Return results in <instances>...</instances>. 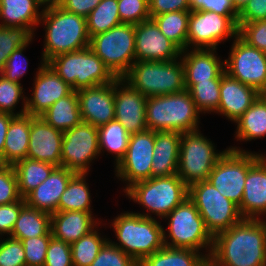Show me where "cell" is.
Masks as SVG:
<instances>
[{
	"mask_svg": "<svg viewBox=\"0 0 266 266\" xmlns=\"http://www.w3.org/2000/svg\"><path fill=\"white\" fill-rule=\"evenodd\" d=\"M210 266H266V220L243 219L213 238Z\"/></svg>",
	"mask_w": 266,
	"mask_h": 266,
	"instance_id": "1",
	"label": "cell"
},
{
	"mask_svg": "<svg viewBox=\"0 0 266 266\" xmlns=\"http://www.w3.org/2000/svg\"><path fill=\"white\" fill-rule=\"evenodd\" d=\"M45 27L42 61L90 46L86 18L59 8L43 10L39 24Z\"/></svg>",
	"mask_w": 266,
	"mask_h": 266,
	"instance_id": "2",
	"label": "cell"
},
{
	"mask_svg": "<svg viewBox=\"0 0 266 266\" xmlns=\"http://www.w3.org/2000/svg\"><path fill=\"white\" fill-rule=\"evenodd\" d=\"M157 217H144L137 212H124L111 222L118 242L109 240L140 264L148 255L164 246L163 225Z\"/></svg>",
	"mask_w": 266,
	"mask_h": 266,
	"instance_id": "3",
	"label": "cell"
},
{
	"mask_svg": "<svg viewBox=\"0 0 266 266\" xmlns=\"http://www.w3.org/2000/svg\"><path fill=\"white\" fill-rule=\"evenodd\" d=\"M147 129L155 132L198 130L200 112L188 90L174 94L148 97L146 100Z\"/></svg>",
	"mask_w": 266,
	"mask_h": 266,
	"instance_id": "4",
	"label": "cell"
},
{
	"mask_svg": "<svg viewBox=\"0 0 266 266\" xmlns=\"http://www.w3.org/2000/svg\"><path fill=\"white\" fill-rule=\"evenodd\" d=\"M126 197L145 208L144 217L164 219L174 208L188 198L189 187L177 175L152 177L130 186L125 192ZM152 213V214H150Z\"/></svg>",
	"mask_w": 266,
	"mask_h": 266,
	"instance_id": "5",
	"label": "cell"
},
{
	"mask_svg": "<svg viewBox=\"0 0 266 266\" xmlns=\"http://www.w3.org/2000/svg\"><path fill=\"white\" fill-rule=\"evenodd\" d=\"M122 79L147 98L186 90L181 58L172 61H135Z\"/></svg>",
	"mask_w": 266,
	"mask_h": 266,
	"instance_id": "6",
	"label": "cell"
},
{
	"mask_svg": "<svg viewBox=\"0 0 266 266\" xmlns=\"http://www.w3.org/2000/svg\"><path fill=\"white\" fill-rule=\"evenodd\" d=\"M168 229H163L164 246L186 248L201 252L206 250L209 259L213 248V237L194 202L188 197L166 217ZM169 238V239H168ZM171 241V242H170Z\"/></svg>",
	"mask_w": 266,
	"mask_h": 266,
	"instance_id": "7",
	"label": "cell"
},
{
	"mask_svg": "<svg viewBox=\"0 0 266 266\" xmlns=\"http://www.w3.org/2000/svg\"><path fill=\"white\" fill-rule=\"evenodd\" d=\"M47 64L74 91L106 85L116 79L90 47L57 55Z\"/></svg>",
	"mask_w": 266,
	"mask_h": 266,
	"instance_id": "8",
	"label": "cell"
},
{
	"mask_svg": "<svg viewBox=\"0 0 266 266\" xmlns=\"http://www.w3.org/2000/svg\"><path fill=\"white\" fill-rule=\"evenodd\" d=\"M214 145L200 129L182 133L176 174L188 187L207 180L218 160L229 149L218 152Z\"/></svg>",
	"mask_w": 266,
	"mask_h": 266,
	"instance_id": "9",
	"label": "cell"
},
{
	"mask_svg": "<svg viewBox=\"0 0 266 266\" xmlns=\"http://www.w3.org/2000/svg\"><path fill=\"white\" fill-rule=\"evenodd\" d=\"M92 51L116 78H123L135 59V25L122 23L90 38Z\"/></svg>",
	"mask_w": 266,
	"mask_h": 266,
	"instance_id": "10",
	"label": "cell"
},
{
	"mask_svg": "<svg viewBox=\"0 0 266 266\" xmlns=\"http://www.w3.org/2000/svg\"><path fill=\"white\" fill-rule=\"evenodd\" d=\"M188 197L194 202L213 238L244 219L238 205L221 195L207 180L192 184Z\"/></svg>",
	"mask_w": 266,
	"mask_h": 266,
	"instance_id": "11",
	"label": "cell"
},
{
	"mask_svg": "<svg viewBox=\"0 0 266 266\" xmlns=\"http://www.w3.org/2000/svg\"><path fill=\"white\" fill-rule=\"evenodd\" d=\"M262 155L231 146L218 160L207 181L221 195L239 206L243 198L247 172Z\"/></svg>",
	"mask_w": 266,
	"mask_h": 266,
	"instance_id": "12",
	"label": "cell"
},
{
	"mask_svg": "<svg viewBox=\"0 0 266 266\" xmlns=\"http://www.w3.org/2000/svg\"><path fill=\"white\" fill-rule=\"evenodd\" d=\"M237 17L213 11H190L187 49H217L222 41L235 39L239 30Z\"/></svg>",
	"mask_w": 266,
	"mask_h": 266,
	"instance_id": "13",
	"label": "cell"
},
{
	"mask_svg": "<svg viewBox=\"0 0 266 266\" xmlns=\"http://www.w3.org/2000/svg\"><path fill=\"white\" fill-rule=\"evenodd\" d=\"M99 156L97 127L82 121L63 133L61 167L88 175L90 163Z\"/></svg>",
	"mask_w": 266,
	"mask_h": 266,
	"instance_id": "14",
	"label": "cell"
},
{
	"mask_svg": "<svg viewBox=\"0 0 266 266\" xmlns=\"http://www.w3.org/2000/svg\"><path fill=\"white\" fill-rule=\"evenodd\" d=\"M155 131L146 129L133 133L125 156L115 166V176L125 185L123 192L139 181L152 178V159Z\"/></svg>",
	"mask_w": 266,
	"mask_h": 266,
	"instance_id": "15",
	"label": "cell"
},
{
	"mask_svg": "<svg viewBox=\"0 0 266 266\" xmlns=\"http://www.w3.org/2000/svg\"><path fill=\"white\" fill-rule=\"evenodd\" d=\"M229 56L225 59V72L259 91L266 82V53L249 46L239 36L231 45Z\"/></svg>",
	"mask_w": 266,
	"mask_h": 266,
	"instance_id": "16",
	"label": "cell"
},
{
	"mask_svg": "<svg viewBox=\"0 0 266 266\" xmlns=\"http://www.w3.org/2000/svg\"><path fill=\"white\" fill-rule=\"evenodd\" d=\"M34 77L31 97L26 98V114L41 116L52 104L73 89L47 63L40 61Z\"/></svg>",
	"mask_w": 266,
	"mask_h": 266,
	"instance_id": "17",
	"label": "cell"
},
{
	"mask_svg": "<svg viewBox=\"0 0 266 266\" xmlns=\"http://www.w3.org/2000/svg\"><path fill=\"white\" fill-rule=\"evenodd\" d=\"M181 52L152 19L135 25L136 61H172L180 58Z\"/></svg>",
	"mask_w": 266,
	"mask_h": 266,
	"instance_id": "18",
	"label": "cell"
},
{
	"mask_svg": "<svg viewBox=\"0 0 266 266\" xmlns=\"http://www.w3.org/2000/svg\"><path fill=\"white\" fill-rule=\"evenodd\" d=\"M146 100L145 95L134 90L122 78L115 79V120L130 134L147 129Z\"/></svg>",
	"mask_w": 266,
	"mask_h": 266,
	"instance_id": "19",
	"label": "cell"
},
{
	"mask_svg": "<svg viewBox=\"0 0 266 266\" xmlns=\"http://www.w3.org/2000/svg\"><path fill=\"white\" fill-rule=\"evenodd\" d=\"M83 122L100 127L115 119V80L112 83L77 91Z\"/></svg>",
	"mask_w": 266,
	"mask_h": 266,
	"instance_id": "20",
	"label": "cell"
},
{
	"mask_svg": "<svg viewBox=\"0 0 266 266\" xmlns=\"http://www.w3.org/2000/svg\"><path fill=\"white\" fill-rule=\"evenodd\" d=\"M63 132L49 125L41 116L30 115L27 158L61 166Z\"/></svg>",
	"mask_w": 266,
	"mask_h": 266,
	"instance_id": "21",
	"label": "cell"
},
{
	"mask_svg": "<svg viewBox=\"0 0 266 266\" xmlns=\"http://www.w3.org/2000/svg\"><path fill=\"white\" fill-rule=\"evenodd\" d=\"M244 219H266V155H262L248 170L243 198L238 206ZM261 216L263 218H261Z\"/></svg>",
	"mask_w": 266,
	"mask_h": 266,
	"instance_id": "22",
	"label": "cell"
},
{
	"mask_svg": "<svg viewBox=\"0 0 266 266\" xmlns=\"http://www.w3.org/2000/svg\"><path fill=\"white\" fill-rule=\"evenodd\" d=\"M216 50L186 49L181 52L180 58L185 71V84H196L221 78L226 73L225 61L217 56Z\"/></svg>",
	"mask_w": 266,
	"mask_h": 266,
	"instance_id": "23",
	"label": "cell"
},
{
	"mask_svg": "<svg viewBox=\"0 0 266 266\" xmlns=\"http://www.w3.org/2000/svg\"><path fill=\"white\" fill-rule=\"evenodd\" d=\"M258 97V91L255 88L225 73L221 77L220 103L215 113L235 123Z\"/></svg>",
	"mask_w": 266,
	"mask_h": 266,
	"instance_id": "24",
	"label": "cell"
},
{
	"mask_svg": "<svg viewBox=\"0 0 266 266\" xmlns=\"http://www.w3.org/2000/svg\"><path fill=\"white\" fill-rule=\"evenodd\" d=\"M74 175L65 167H56L44 182L24 198L26 204L50 215L59 212L61 195Z\"/></svg>",
	"mask_w": 266,
	"mask_h": 266,
	"instance_id": "25",
	"label": "cell"
},
{
	"mask_svg": "<svg viewBox=\"0 0 266 266\" xmlns=\"http://www.w3.org/2000/svg\"><path fill=\"white\" fill-rule=\"evenodd\" d=\"M93 212L59 211L51 215L52 236L67 243H73L92 231L100 221ZM98 222V223H97Z\"/></svg>",
	"mask_w": 266,
	"mask_h": 266,
	"instance_id": "26",
	"label": "cell"
},
{
	"mask_svg": "<svg viewBox=\"0 0 266 266\" xmlns=\"http://www.w3.org/2000/svg\"><path fill=\"white\" fill-rule=\"evenodd\" d=\"M182 133L155 132L152 159V177L171 176L177 173Z\"/></svg>",
	"mask_w": 266,
	"mask_h": 266,
	"instance_id": "27",
	"label": "cell"
},
{
	"mask_svg": "<svg viewBox=\"0 0 266 266\" xmlns=\"http://www.w3.org/2000/svg\"><path fill=\"white\" fill-rule=\"evenodd\" d=\"M40 8L37 0H0V26L25 27L34 33L43 14Z\"/></svg>",
	"mask_w": 266,
	"mask_h": 266,
	"instance_id": "28",
	"label": "cell"
},
{
	"mask_svg": "<svg viewBox=\"0 0 266 266\" xmlns=\"http://www.w3.org/2000/svg\"><path fill=\"white\" fill-rule=\"evenodd\" d=\"M30 138V115L14 116L7 130L3 150V165H14L27 158Z\"/></svg>",
	"mask_w": 266,
	"mask_h": 266,
	"instance_id": "29",
	"label": "cell"
},
{
	"mask_svg": "<svg viewBox=\"0 0 266 266\" xmlns=\"http://www.w3.org/2000/svg\"><path fill=\"white\" fill-rule=\"evenodd\" d=\"M41 117L56 130L65 132L82 122L77 91L60 98Z\"/></svg>",
	"mask_w": 266,
	"mask_h": 266,
	"instance_id": "30",
	"label": "cell"
},
{
	"mask_svg": "<svg viewBox=\"0 0 266 266\" xmlns=\"http://www.w3.org/2000/svg\"><path fill=\"white\" fill-rule=\"evenodd\" d=\"M208 263L205 253L163 246L160 250L148 255L139 266H206Z\"/></svg>",
	"mask_w": 266,
	"mask_h": 266,
	"instance_id": "31",
	"label": "cell"
},
{
	"mask_svg": "<svg viewBox=\"0 0 266 266\" xmlns=\"http://www.w3.org/2000/svg\"><path fill=\"white\" fill-rule=\"evenodd\" d=\"M236 141H252L266 136V102L258 97L235 122Z\"/></svg>",
	"mask_w": 266,
	"mask_h": 266,
	"instance_id": "32",
	"label": "cell"
},
{
	"mask_svg": "<svg viewBox=\"0 0 266 266\" xmlns=\"http://www.w3.org/2000/svg\"><path fill=\"white\" fill-rule=\"evenodd\" d=\"M51 215L25 204L18 215L11 236L17 240L44 236L50 231Z\"/></svg>",
	"mask_w": 266,
	"mask_h": 266,
	"instance_id": "33",
	"label": "cell"
},
{
	"mask_svg": "<svg viewBox=\"0 0 266 266\" xmlns=\"http://www.w3.org/2000/svg\"><path fill=\"white\" fill-rule=\"evenodd\" d=\"M18 180V190L22 198H25L31 191L44 182L57 167L47 162H41L25 158L14 165Z\"/></svg>",
	"mask_w": 266,
	"mask_h": 266,
	"instance_id": "34",
	"label": "cell"
},
{
	"mask_svg": "<svg viewBox=\"0 0 266 266\" xmlns=\"http://www.w3.org/2000/svg\"><path fill=\"white\" fill-rule=\"evenodd\" d=\"M131 134L117 120H112L105 125L98 127L99 151H107L114 156L115 166L125 156L129 145ZM114 153V154H113Z\"/></svg>",
	"mask_w": 266,
	"mask_h": 266,
	"instance_id": "35",
	"label": "cell"
},
{
	"mask_svg": "<svg viewBox=\"0 0 266 266\" xmlns=\"http://www.w3.org/2000/svg\"><path fill=\"white\" fill-rule=\"evenodd\" d=\"M87 174H75L67 184L59 202V211L92 212Z\"/></svg>",
	"mask_w": 266,
	"mask_h": 266,
	"instance_id": "36",
	"label": "cell"
},
{
	"mask_svg": "<svg viewBox=\"0 0 266 266\" xmlns=\"http://www.w3.org/2000/svg\"><path fill=\"white\" fill-rule=\"evenodd\" d=\"M190 11L163 13L152 18L159 30L182 51L187 49Z\"/></svg>",
	"mask_w": 266,
	"mask_h": 266,
	"instance_id": "37",
	"label": "cell"
},
{
	"mask_svg": "<svg viewBox=\"0 0 266 266\" xmlns=\"http://www.w3.org/2000/svg\"><path fill=\"white\" fill-rule=\"evenodd\" d=\"M86 23L90 38L122 24L117 0H102L86 17Z\"/></svg>",
	"mask_w": 266,
	"mask_h": 266,
	"instance_id": "38",
	"label": "cell"
},
{
	"mask_svg": "<svg viewBox=\"0 0 266 266\" xmlns=\"http://www.w3.org/2000/svg\"><path fill=\"white\" fill-rule=\"evenodd\" d=\"M185 85L200 113L205 115L218 110L221 78Z\"/></svg>",
	"mask_w": 266,
	"mask_h": 266,
	"instance_id": "39",
	"label": "cell"
},
{
	"mask_svg": "<svg viewBox=\"0 0 266 266\" xmlns=\"http://www.w3.org/2000/svg\"><path fill=\"white\" fill-rule=\"evenodd\" d=\"M98 225L79 240L71 243L73 266H90L100 252L103 245L110 238H103Z\"/></svg>",
	"mask_w": 266,
	"mask_h": 266,
	"instance_id": "40",
	"label": "cell"
},
{
	"mask_svg": "<svg viewBox=\"0 0 266 266\" xmlns=\"http://www.w3.org/2000/svg\"><path fill=\"white\" fill-rule=\"evenodd\" d=\"M35 34L25 27L0 26V74L10 54L20 48L32 43Z\"/></svg>",
	"mask_w": 266,
	"mask_h": 266,
	"instance_id": "41",
	"label": "cell"
},
{
	"mask_svg": "<svg viewBox=\"0 0 266 266\" xmlns=\"http://www.w3.org/2000/svg\"><path fill=\"white\" fill-rule=\"evenodd\" d=\"M23 86L19 83L12 82L0 74V112L9 113L14 116L26 114V96L23 93ZM22 99V109L15 112L16 105Z\"/></svg>",
	"mask_w": 266,
	"mask_h": 266,
	"instance_id": "42",
	"label": "cell"
},
{
	"mask_svg": "<svg viewBox=\"0 0 266 266\" xmlns=\"http://www.w3.org/2000/svg\"><path fill=\"white\" fill-rule=\"evenodd\" d=\"M121 23L137 25L150 18L148 0H117Z\"/></svg>",
	"mask_w": 266,
	"mask_h": 266,
	"instance_id": "43",
	"label": "cell"
},
{
	"mask_svg": "<svg viewBox=\"0 0 266 266\" xmlns=\"http://www.w3.org/2000/svg\"><path fill=\"white\" fill-rule=\"evenodd\" d=\"M52 237L51 230L44 236L22 240L25 250L26 266H44L46 252Z\"/></svg>",
	"mask_w": 266,
	"mask_h": 266,
	"instance_id": "44",
	"label": "cell"
},
{
	"mask_svg": "<svg viewBox=\"0 0 266 266\" xmlns=\"http://www.w3.org/2000/svg\"><path fill=\"white\" fill-rule=\"evenodd\" d=\"M90 266H139V264L108 240Z\"/></svg>",
	"mask_w": 266,
	"mask_h": 266,
	"instance_id": "45",
	"label": "cell"
},
{
	"mask_svg": "<svg viewBox=\"0 0 266 266\" xmlns=\"http://www.w3.org/2000/svg\"><path fill=\"white\" fill-rule=\"evenodd\" d=\"M21 198L13 165L0 164V205L11 204Z\"/></svg>",
	"mask_w": 266,
	"mask_h": 266,
	"instance_id": "46",
	"label": "cell"
},
{
	"mask_svg": "<svg viewBox=\"0 0 266 266\" xmlns=\"http://www.w3.org/2000/svg\"><path fill=\"white\" fill-rule=\"evenodd\" d=\"M0 266H26L25 250L21 240L0 237Z\"/></svg>",
	"mask_w": 266,
	"mask_h": 266,
	"instance_id": "47",
	"label": "cell"
},
{
	"mask_svg": "<svg viewBox=\"0 0 266 266\" xmlns=\"http://www.w3.org/2000/svg\"><path fill=\"white\" fill-rule=\"evenodd\" d=\"M238 36L249 46L266 53V20L237 23Z\"/></svg>",
	"mask_w": 266,
	"mask_h": 266,
	"instance_id": "48",
	"label": "cell"
},
{
	"mask_svg": "<svg viewBox=\"0 0 266 266\" xmlns=\"http://www.w3.org/2000/svg\"><path fill=\"white\" fill-rule=\"evenodd\" d=\"M44 266H73L70 243L52 236L46 252Z\"/></svg>",
	"mask_w": 266,
	"mask_h": 266,
	"instance_id": "49",
	"label": "cell"
},
{
	"mask_svg": "<svg viewBox=\"0 0 266 266\" xmlns=\"http://www.w3.org/2000/svg\"><path fill=\"white\" fill-rule=\"evenodd\" d=\"M30 44L31 43H29L27 46L14 50L10 54L4 66V69L2 70V76L12 82L21 84V78L25 73H27L28 69V59L23 55V53Z\"/></svg>",
	"mask_w": 266,
	"mask_h": 266,
	"instance_id": "50",
	"label": "cell"
},
{
	"mask_svg": "<svg viewBox=\"0 0 266 266\" xmlns=\"http://www.w3.org/2000/svg\"><path fill=\"white\" fill-rule=\"evenodd\" d=\"M190 11H213L222 16H238L231 0H188Z\"/></svg>",
	"mask_w": 266,
	"mask_h": 266,
	"instance_id": "51",
	"label": "cell"
},
{
	"mask_svg": "<svg viewBox=\"0 0 266 266\" xmlns=\"http://www.w3.org/2000/svg\"><path fill=\"white\" fill-rule=\"evenodd\" d=\"M25 204V199L21 198L14 203L0 205V237L6 234L11 236L19 212Z\"/></svg>",
	"mask_w": 266,
	"mask_h": 266,
	"instance_id": "52",
	"label": "cell"
},
{
	"mask_svg": "<svg viewBox=\"0 0 266 266\" xmlns=\"http://www.w3.org/2000/svg\"><path fill=\"white\" fill-rule=\"evenodd\" d=\"M266 20V0H250L238 12L237 23Z\"/></svg>",
	"mask_w": 266,
	"mask_h": 266,
	"instance_id": "53",
	"label": "cell"
},
{
	"mask_svg": "<svg viewBox=\"0 0 266 266\" xmlns=\"http://www.w3.org/2000/svg\"><path fill=\"white\" fill-rule=\"evenodd\" d=\"M148 4L151 19L163 13L190 11L188 0H148Z\"/></svg>",
	"mask_w": 266,
	"mask_h": 266,
	"instance_id": "54",
	"label": "cell"
},
{
	"mask_svg": "<svg viewBox=\"0 0 266 266\" xmlns=\"http://www.w3.org/2000/svg\"><path fill=\"white\" fill-rule=\"evenodd\" d=\"M102 0H64L61 8L69 13L87 17Z\"/></svg>",
	"mask_w": 266,
	"mask_h": 266,
	"instance_id": "55",
	"label": "cell"
},
{
	"mask_svg": "<svg viewBox=\"0 0 266 266\" xmlns=\"http://www.w3.org/2000/svg\"><path fill=\"white\" fill-rule=\"evenodd\" d=\"M14 115L9 113L0 112V164L3 165V150L5 144V137L7 134L8 127L10 125L11 119Z\"/></svg>",
	"mask_w": 266,
	"mask_h": 266,
	"instance_id": "56",
	"label": "cell"
},
{
	"mask_svg": "<svg viewBox=\"0 0 266 266\" xmlns=\"http://www.w3.org/2000/svg\"><path fill=\"white\" fill-rule=\"evenodd\" d=\"M37 2H38V5L41 7V9L46 10L50 8L61 7L64 0H37Z\"/></svg>",
	"mask_w": 266,
	"mask_h": 266,
	"instance_id": "57",
	"label": "cell"
},
{
	"mask_svg": "<svg viewBox=\"0 0 266 266\" xmlns=\"http://www.w3.org/2000/svg\"><path fill=\"white\" fill-rule=\"evenodd\" d=\"M235 9L239 12L250 0H231Z\"/></svg>",
	"mask_w": 266,
	"mask_h": 266,
	"instance_id": "58",
	"label": "cell"
},
{
	"mask_svg": "<svg viewBox=\"0 0 266 266\" xmlns=\"http://www.w3.org/2000/svg\"><path fill=\"white\" fill-rule=\"evenodd\" d=\"M258 95L264 102H266V82L264 86L258 91Z\"/></svg>",
	"mask_w": 266,
	"mask_h": 266,
	"instance_id": "59",
	"label": "cell"
}]
</instances>
